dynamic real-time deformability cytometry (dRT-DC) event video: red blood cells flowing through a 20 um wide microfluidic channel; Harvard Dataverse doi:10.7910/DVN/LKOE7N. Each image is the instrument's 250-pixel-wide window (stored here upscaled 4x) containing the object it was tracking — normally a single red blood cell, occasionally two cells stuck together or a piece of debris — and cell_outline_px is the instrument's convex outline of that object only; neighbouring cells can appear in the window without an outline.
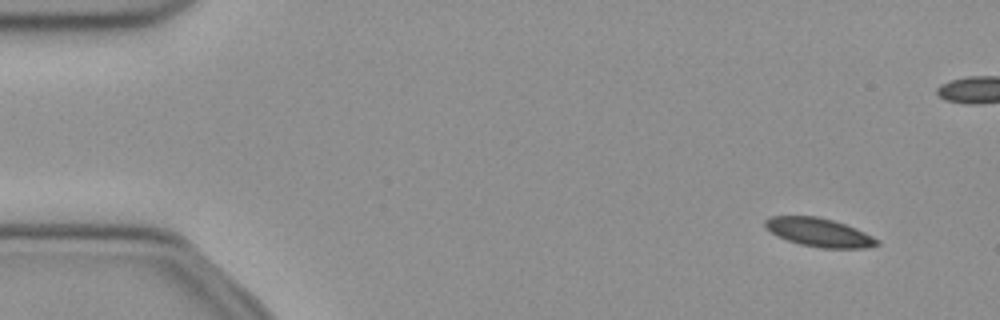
{"species": "common noctule bat (a hibernating species)", "species_latin": "Nyctalus noctula", "temperature_condition": "cold", "stored_images_in_passage": 50, "camera_frame_rate_fps": 3000, "um_per_image_px": 0.085, "animal": {"sex": "female", "body_mass_g": 21.9}, "frame": {"image": 1, "passage_image": 1, "time_ms": 0.0, "image_size_px": [1000, 320], "cell_outline_px": [[880, 244], [868, 248], [820, 248], [800, 244], [776, 236], [764, 228], [764, 220], [772, 216], [816, 216], [832, 220], [856, 228], [880, 240]], "centroid_in_image_um": [69.61, 19.76], "position_along_channel_um": 15.4, "area_um2": 18.73}}
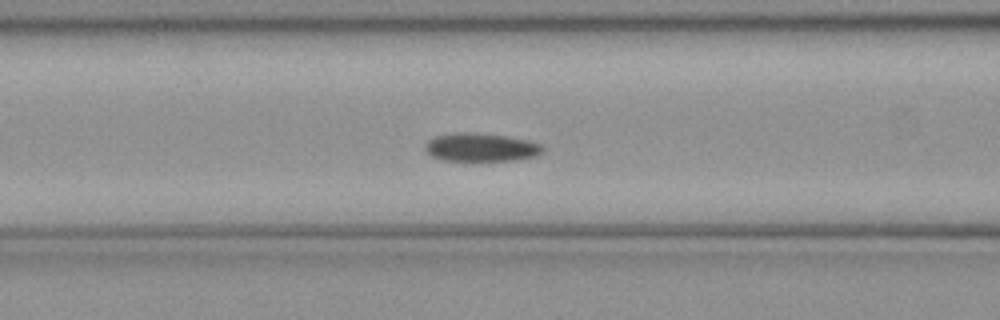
{"frame": {"image": 2, "passage_image": 18, "time_ms": 5.667, "image_size_px": [1000, 320], "cell_outline_px": [[544, 152], [536, 156], [516, 160], [444, 160], [432, 156], [424, 148], [424, 144], [428, 140], [436, 136], [456, 132], [468, 132], [508, 136], [528, 140], [540, 144], [544, 148]], "centroid_in_image_um": [40.9, 12.51], "position_along_channel_um": 125.7, "area_um2": 19.36}}
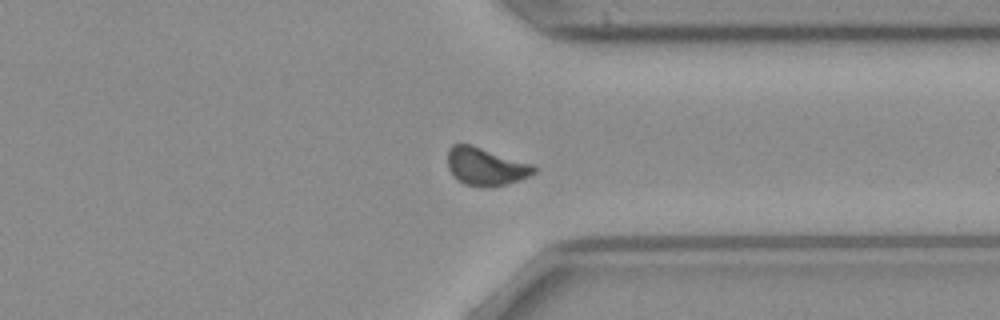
{"frame": {"image": 3, "passage_image": 37, "time_ms": 12.0, "image_size_px": [1000, 320], "cell_outline_px": [[536, 172], [520, 180], [508, 184], [492, 188], [480, 188], [464, 184], [452, 176], [448, 168], [448, 148], [452, 144], [472, 144], [532, 164], [536, 168]], "centroid_in_image_um": [41.26, 14.17], "position_along_channel_um": 370.1, "area_um2": 19.42}}